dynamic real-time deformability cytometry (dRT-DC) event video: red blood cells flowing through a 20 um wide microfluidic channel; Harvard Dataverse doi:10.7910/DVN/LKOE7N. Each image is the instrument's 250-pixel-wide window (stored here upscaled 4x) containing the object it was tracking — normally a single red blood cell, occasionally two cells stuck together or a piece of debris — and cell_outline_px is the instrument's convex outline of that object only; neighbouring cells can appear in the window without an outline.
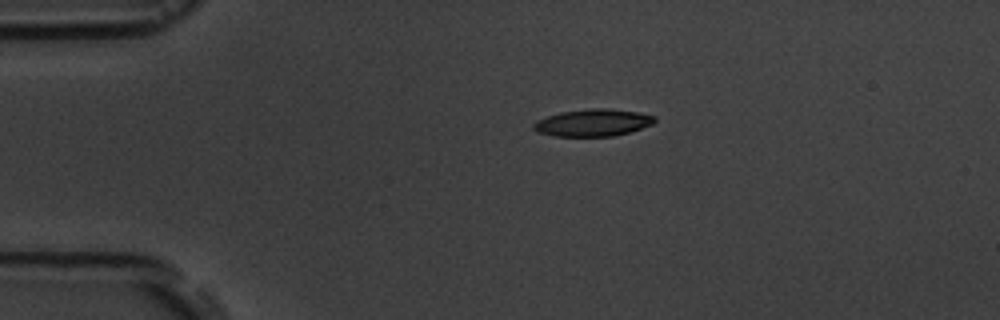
{"species": "common noctule bat (a hibernating species)", "species_latin": "Nyctalus noctula", "temperature_condition": "room temperature", "stored_images_in_passage": 4, "camera_frame_rate_fps": 3000, "um_per_image_px": 0.085, "animal": {"sex": "male", "body_mass_g": 19.5, "forearm_length_mm": 54.6}, "frame": {"image": 1, "passage_image": 1, "time_ms": 0.0, "image_size_px": [1000, 320], "cell_outline_px": [[656, 120], [652, 124], [628, 132], [612, 136], [552, 136], [536, 132], [532, 128], [532, 124], [536, 120], [560, 112], [592, 108], [604, 108], [636, 112], [656, 116]], "centroid_in_image_um": [50.34, 10.43], "position_along_channel_um": 34.7, "area_um2": 19.07}}
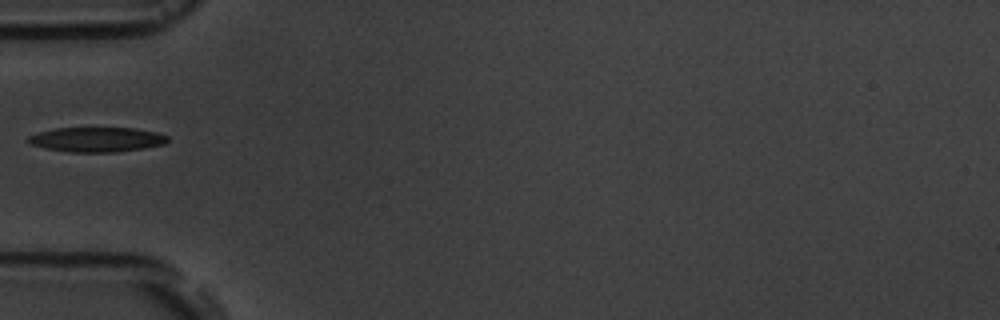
{"frame": {"image": 2, "passage_image": 3, "time_ms": 2.333, "image_size_px": [1000, 320], "cell_outline_px": [[168, 140], [164, 144], [144, 148], [116, 152], [68, 152], [44, 148], [32, 144], [24, 140], [28, 136], [40, 132], [56, 128], [132, 128], [156, 132], [168, 136]], "centroid_in_image_um": [8.2, 11.86], "position_along_channel_um": 76.8, "area_um2": 20.06}}
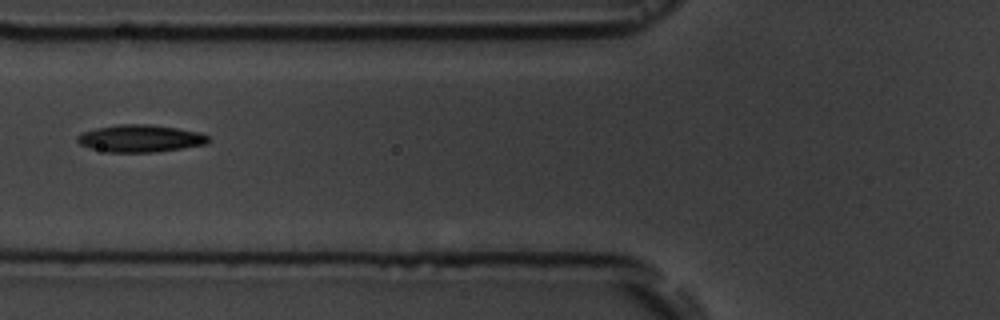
{"frame": {"image": 3, "passage_image": 4, "time_ms": 3.333, "image_size_px": [1000, 320], "cell_outline_px": [[208, 144], [184, 148], [156, 152], [108, 152], [88, 148], [80, 144], [76, 140], [76, 136], [84, 132], [96, 128], [116, 124], [148, 124], [176, 128], [200, 132], [208, 136]], "centroid_in_image_um": [11.91, 11.77], "position_along_channel_um": 113.9, "area_um2": 20.92}}